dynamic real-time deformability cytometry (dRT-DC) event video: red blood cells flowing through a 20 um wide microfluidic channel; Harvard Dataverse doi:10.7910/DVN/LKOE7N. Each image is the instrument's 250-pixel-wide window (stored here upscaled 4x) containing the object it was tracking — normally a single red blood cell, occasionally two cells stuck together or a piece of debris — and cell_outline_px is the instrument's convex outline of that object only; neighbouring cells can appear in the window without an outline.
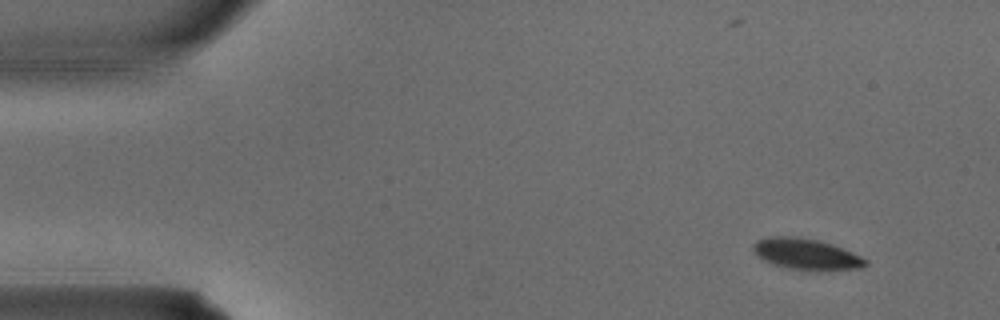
{"species": "common noctule bat (a hibernating species)", "species_latin": "Nyctalus noctula", "temperature_condition": "warm", "stored_images_in_passage": 4, "segment_of_instrument_passage": [1, 2], "camera_frame_rate_fps": 3000, "um_per_image_px": 0.085, "animal": {"sex": "male", "body_mass_g": 15.6}, "frame": {"image": 1, "passage_image": 1, "time_ms": 0.0, "image_size_px": [1000, 320], "cell_outline_px": [[868, 264], [864, 268], [792, 268], [776, 264], [764, 260], [756, 256], [752, 248], [752, 244], [756, 240], [768, 236], [796, 236], [816, 240], [832, 244], [852, 252], [868, 260]], "centroid_in_image_um": [68.48, 21.54], "position_along_channel_um": 16.5, "area_um2": 19.59}}
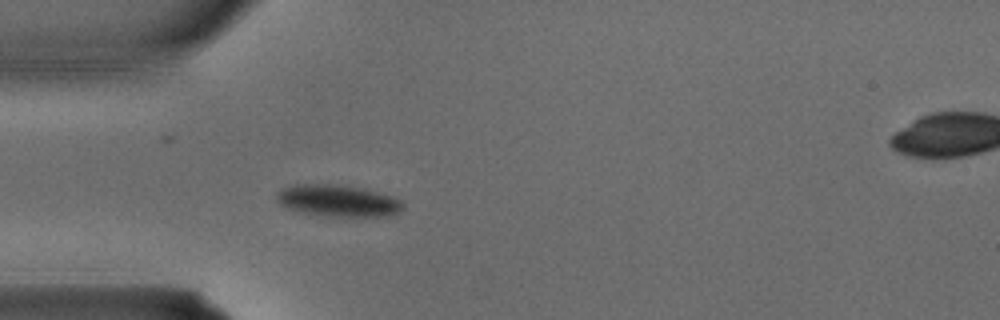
{"frame": {"image": 2, "passage_image": 3, "time_ms": 0.667, "image_size_px": [1000, 320], "cell_outline_px": [[404, 208], [400, 212], [388, 216], [328, 216], [300, 212], [288, 208], [280, 204], [276, 200], [276, 192], [280, 188], [292, 184], [340, 184], [364, 188], [392, 196], [400, 200], [404, 204]], "centroid_in_image_um": [28.71, 17.04], "position_along_channel_um": 56.3, "area_um2": 23.7}}